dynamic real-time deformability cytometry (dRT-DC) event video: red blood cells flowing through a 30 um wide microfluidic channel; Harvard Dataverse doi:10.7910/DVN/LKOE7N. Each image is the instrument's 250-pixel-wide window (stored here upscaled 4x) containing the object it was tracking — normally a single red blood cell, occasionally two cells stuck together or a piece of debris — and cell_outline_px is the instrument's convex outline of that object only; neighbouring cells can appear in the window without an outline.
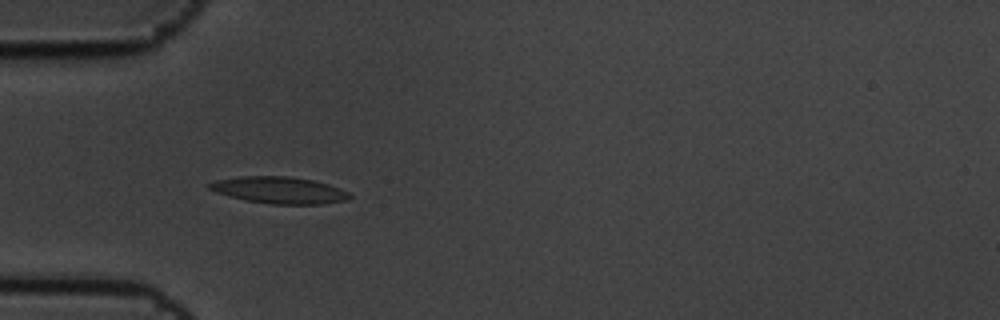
{"species": "common noctule bat (a hibernating species)", "species_latin": "Nyctalus noctula", "temperature_condition": "cold", "stored_images_in_passage": 6, "camera_frame_rate_fps": 3000, "um_per_image_px": 0.085, "animal": {"sex": "male", "body_mass_g": 19.5, "forearm_length_mm": 54.6}, "frame": {"image": 1, "passage_image": 5, "time_ms": 1.333, "image_size_px": [1000, 320], "cell_outline_px": [[352, 196], [348, 200], [320, 204], [272, 204], [244, 200], [216, 192], [208, 188], [204, 184], [216, 180], [240, 176], [288, 176], [312, 180], [328, 184], [340, 188], [348, 192]], "centroid_in_image_um": [23.71, 16.16], "position_along_channel_um": 61.3, "area_um2": 21.91}}
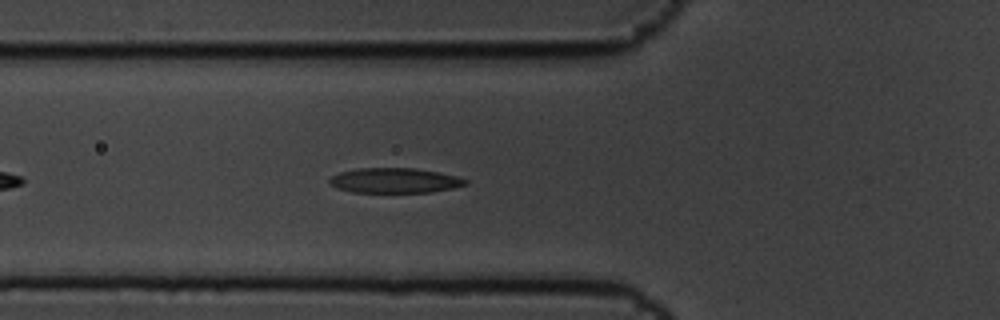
{"frame": {"image": 2, "passage_image": 6, "time_ms": 1.667, "image_size_px": [1000, 320], "cell_outline_px": [[468, 184], [452, 188], [432, 192], [352, 192], [336, 188], [328, 184], [328, 180], [332, 176], [340, 172], [356, 168], [412, 168], [440, 172], [456, 176], [468, 180]], "centroid_in_image_um": [33.52, 15.34], "position_along_channel_um": 92.3, "area_um2": 19.88}}